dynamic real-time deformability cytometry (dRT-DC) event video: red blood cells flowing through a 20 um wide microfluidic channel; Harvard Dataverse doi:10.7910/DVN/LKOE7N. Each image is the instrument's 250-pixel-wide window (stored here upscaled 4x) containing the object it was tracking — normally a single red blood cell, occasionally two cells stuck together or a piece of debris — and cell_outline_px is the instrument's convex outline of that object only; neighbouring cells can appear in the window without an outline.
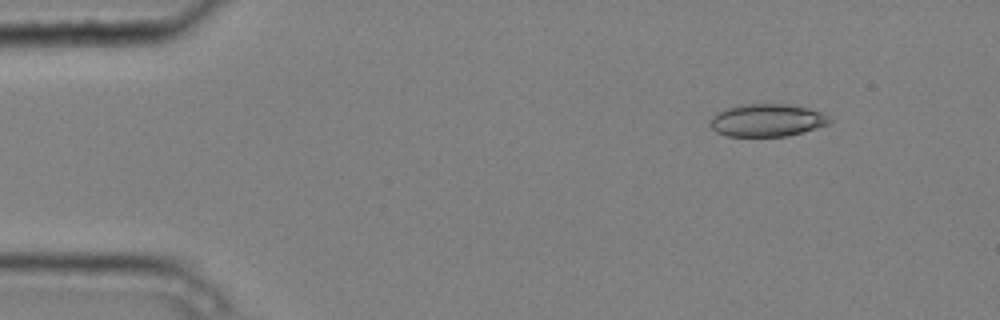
{"species": "common noctule bat (a hibernating species)", "species_latin": "Nyctalus noctula", "temperature_condition": "cold", "stored_images_in_passage": 4, "camera_frame_rate_fps": 3000, "um_per_image_px": 0.085, "animal": {"sex": "male", "body_mass_g": 20.4}, "frame": {"image": 1, "passage_image": 1, "time_ms": 0.0, "image_size_px": [1000, 320], "cell_outline_px": [[832, 120], [828, 124], [816, 128], [788, 136], [728, 136], [716, 132], [708, 124], [712, 116], [736, 104], [788, 104], [808, 108], [824, 112]], "centroid_in_image_um": [65.2, 10.22], "position_along_channel_um": 19.8, "area_um2": 22.77}}
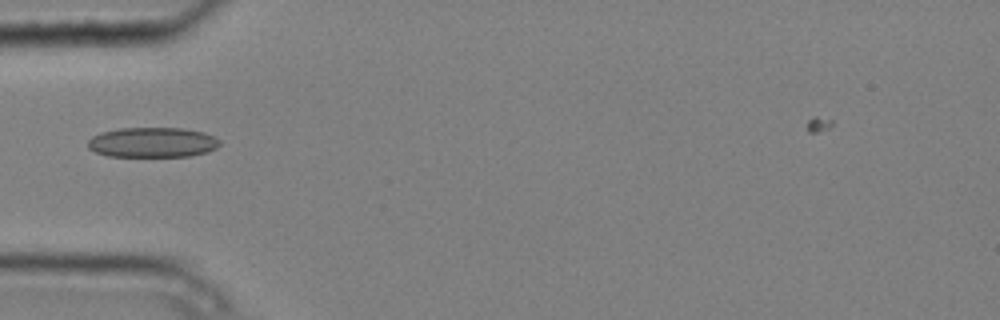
{"frame": {"image": 2, "passage_image": 4, "time_ms": 1.0, "image_size_px": [1000, 320], "cell_outline_px": [[220, 144], [216, 148], [208, 152], [192, 156], [108, 156], [96, 152], [88, 148], [88, 140], [92, 136], [100, 132], [120, 128], [184, 128], [204, 132], [220, 140]], "centroid_in_image_um": [12.97, 12.1], "position_along_channel_um": 72.0, "area_um2": 23.18}}